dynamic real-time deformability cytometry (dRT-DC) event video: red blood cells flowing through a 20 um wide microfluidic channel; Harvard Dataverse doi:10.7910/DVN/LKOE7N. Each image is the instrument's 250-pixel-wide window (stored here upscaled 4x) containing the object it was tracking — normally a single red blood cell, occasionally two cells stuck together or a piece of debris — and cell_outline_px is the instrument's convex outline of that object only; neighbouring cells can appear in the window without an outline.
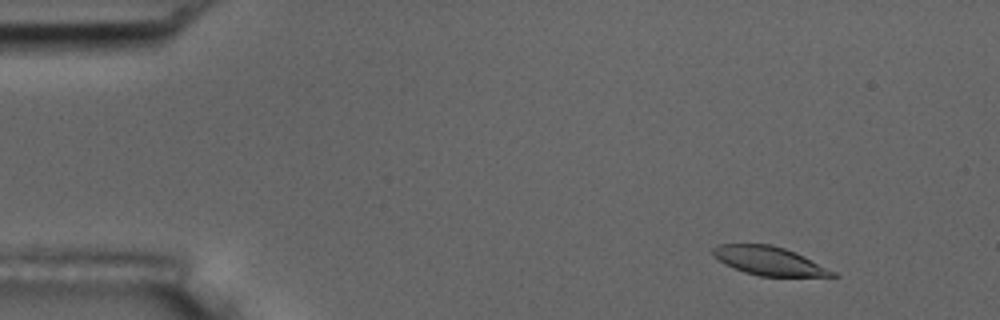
{"species": "common noctule bat (a hibernating species)", "species_latin": "Nyctalus noctula", "temperature_condition": "room temperature", "stored_images_in_passage": 56, "camera_frame_rate_fps": 3000, "um_per_image_px": 0.085, "animal": {"sex": "male", "body_mass_g": 17.5, "forearm_length_mm": 52.3}, "frame": {"image": 1, "passage_image": 6, "time_ms": 1.667, "image_size_px": [1000, 320], "cell_outline_px": [[840, 276], [760, 276], [744, 272], [724, 264], [712, 256], [712, 248], [720, 244], [772, 244], [796, 252], [836, 272]], "centroid_in_image_um": [65.34, 22.17], "position_along_channel_um": 19.7, "area_um2": 19.94}}
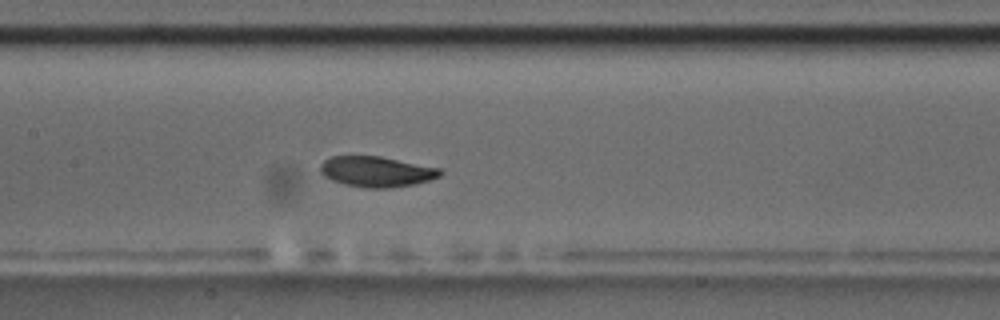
{"frame": {"image": 2, "passage_image": 27, "time_ms": 8.667, "image_size_px": [1000, 320], "cell_outline_px": [[444, 172], [440, 176], [416, 184], [392, 188], [364, 188], [344, 184], [332, 180], [324, 176], [320, 172], [320, 164], [324, 160], [332, 156], [380, 156], [440, 168]], "centroid_in_image_um": [32.0, 14.59], "position_along_channel_um": 175.4, "area_um2": 21.44}}
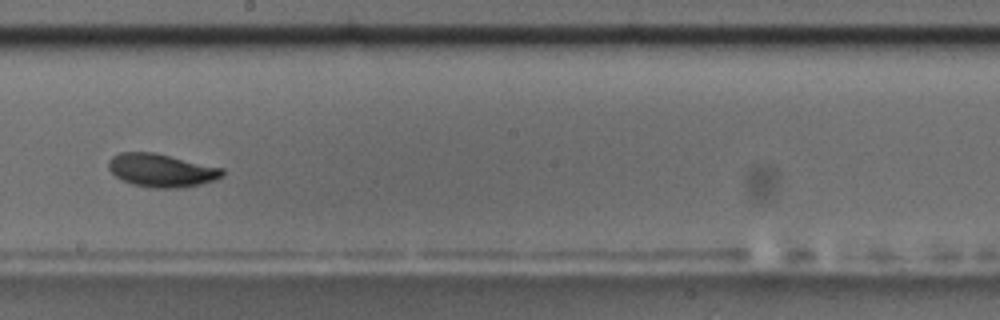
{"frame": {"image": 3, "passage_image": 32, "time_ms": 10.333, "image_size_px": [1000, 320], "cell_outline_px": [[224, 176], [200, 184], [180, 188], [152, 188], [132, 184], [116, 176], [108, 168], [108, 160], [112, 156], [120, 152], [156, 152], [224, 168]], "centroid_in_image_um": [13.73, 14.47], "position_along_channel_um": 234.5, "area_um2": 22.14}, "authors_computed_cell_mechanics": {"area_um2": 21.5016, "velocity_mm_per_s": 3.5683, "shape_relaxation_time_tau1_ms": 4.8596, "shape_relaxation_time_tau2_ms": 2.0829, "deformation_change_tau1": 0.1567, "deformation_change_tau2": 0.0571}}